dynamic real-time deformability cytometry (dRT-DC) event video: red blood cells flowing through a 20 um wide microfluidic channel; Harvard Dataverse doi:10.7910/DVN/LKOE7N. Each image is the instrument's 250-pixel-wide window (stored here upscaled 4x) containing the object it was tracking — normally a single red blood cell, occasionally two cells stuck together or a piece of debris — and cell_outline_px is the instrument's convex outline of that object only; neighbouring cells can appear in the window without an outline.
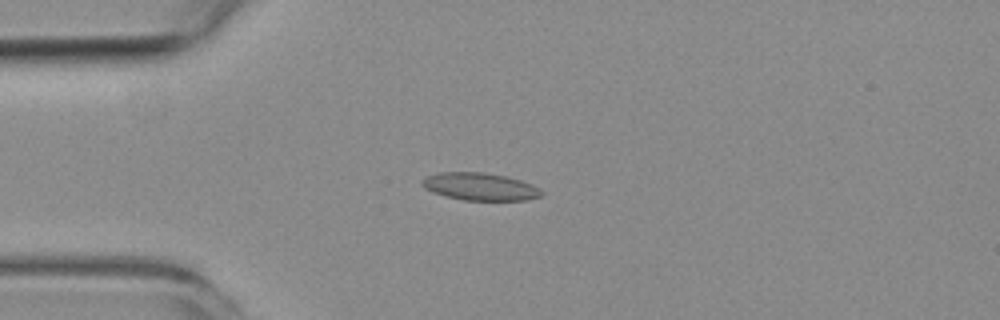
{"species": "common noctule bat (a hibernating species)", "species_latin": "Nyctalus noctula", "temperature_condition": "room temperature", "stored_images_in_passage": 3, "camera_frame_rate_fps": 3000, "um_per_image_px": 0.085, "animal": {"sex": "female", "body_mass_g": 19.3, "forearm_length_mm": 54.1}, "frame": {"image": 1, "passage_image": 3, "time_ms": 3.333, "image_size_px": [1000, 320], "cell_outline_px": [[544, 192], [540, 196], [528, 200], [464, 200], [444, 196], [432, 192], [424, 188], [420, 184], [420, 180], [428, 176], [440, 172], [484, 172], [504, 176], [520, 180], [532, 184], [540, 188]], "centroid_in_image_um": [40.78, 15.86], "position_along_channel_um": 44.2, "area_um2": 19.25}}